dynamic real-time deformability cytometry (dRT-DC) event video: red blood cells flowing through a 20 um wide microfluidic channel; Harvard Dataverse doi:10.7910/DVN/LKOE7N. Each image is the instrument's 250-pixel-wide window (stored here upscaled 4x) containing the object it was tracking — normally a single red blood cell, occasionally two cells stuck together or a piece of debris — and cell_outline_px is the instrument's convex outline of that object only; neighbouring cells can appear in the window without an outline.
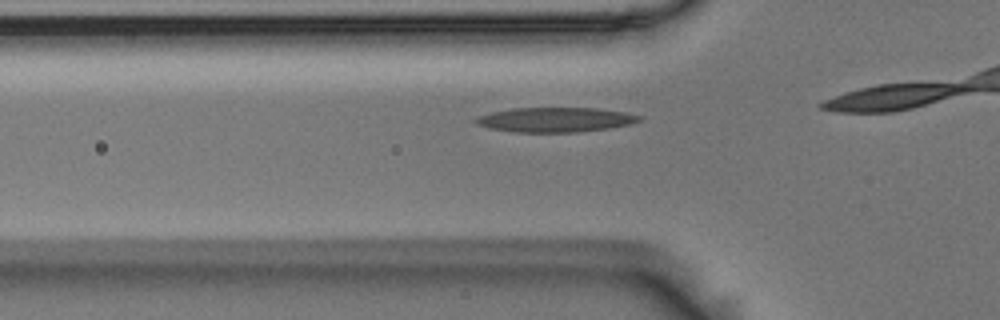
{"species": "Egyptian fruit bat (a non-hibernating species)", "species_latin": "Rousettus aegyptiacus", "temperature_condition": "room temperature", "stored_images_in_passage": 10, "camera_frame_rate_fps": 3000, "um_per_image_px": 0.085, "animal": {"sex": "male"}, "frame": {"image": 1, "passage_image": 5, "time_ms": 1.333, "image_size_px": [1000, 320], "cell_outline_px": [[644, 116], [640, 120], [628, 124], [608, 128], [576, 132], [516, 132], [492, 128], [476, 124], [472, 120], [480, 116], [492, 112], [512, 108], [596, 108], [624, 112]], "centroid_in_image_um": [47.2, 10.17], "position_along_channel_um": 78.6, "area_um2": 23.24}}
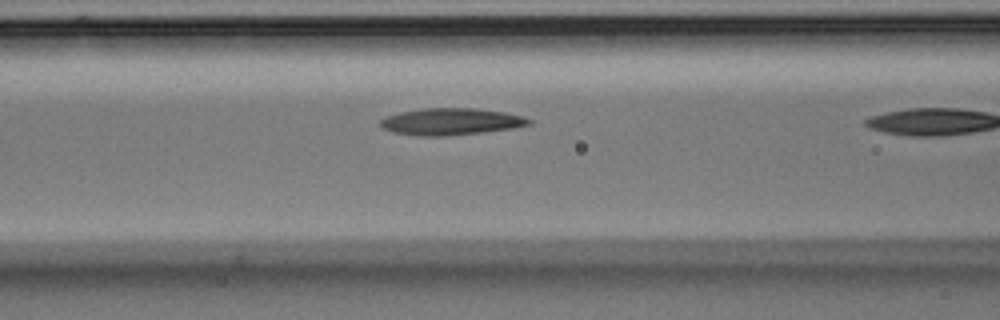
{"frame": {"image": 2, "passage_image": 9, "time_ms": 2.667, "image_size_px": [1000, 320], "cell_outline_px": [[532, 124], [512, 128], [480, 132], [440, 136], [420, 136], [392, 132], [384, 128], [380, 124], [380, 120], [388, 116], [400, 112], [424, 108], [476, 108], [504, 112], [524, 116], [532, 120]], "centroid_in_image_um": [38.35, 10.33], "position_along_channel_um": 128.2, "area_um2": 23.0}}